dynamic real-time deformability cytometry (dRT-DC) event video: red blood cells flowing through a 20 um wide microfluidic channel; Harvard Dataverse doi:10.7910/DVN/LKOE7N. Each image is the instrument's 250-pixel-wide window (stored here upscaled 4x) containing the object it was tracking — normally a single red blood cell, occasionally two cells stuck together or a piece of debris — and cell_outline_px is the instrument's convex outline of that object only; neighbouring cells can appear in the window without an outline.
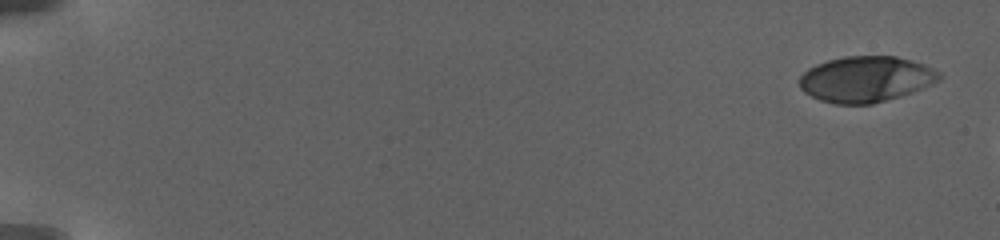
{"species": "human", "species_latin": "Homo sapiens", "temperature_condition": "warm", "stored_images_in_passage": 12, "camera_frame_rate_fps": 3000, "um_per_image_px": 0.085, "donor": {"sex": "female"}, "frame": {"image": 1, "passage_image": 1, "time_ms": 0.0, "image_size_px": [1000, 240], "cell_outline_px": [[940, 80], [932, 84], [912, 92], [900, 96], [872, 104], [836, 104], [820, 100], [804, 92], [800, 88], [800, 76], [808, 68], [816, 64], [828, 60], [844, 56], [896, 56], [924, 64], [940, 72]], "centroid_in_image_um": [73.59, 6.72], "position_along_channel_um": 11.4, "area_um2": 37.28}}
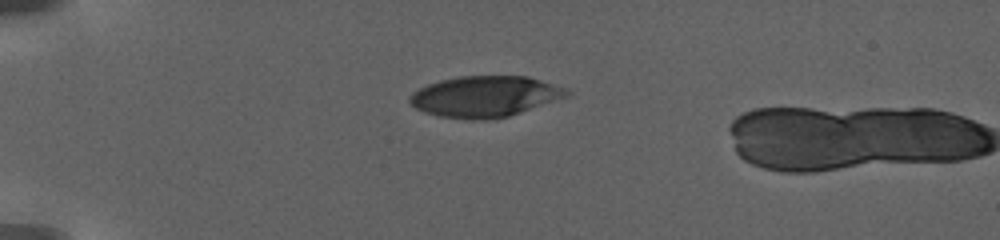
{"frame": {"image": 2, "passage_image": 10, "time_ms": 6.0, "image_size_px": [1000, 240], "cell_outline_px": [[572, 92], [568, 96], [508, 116], [480, 120], [440, 116], [424, 112], [416, 108], [408, 100], [408, 96], [412, 92], [428, 84], [440, 80], [460, 76], [528, 76], [568, 88]], "centroid_in_image_um": [41.23, 8.18], "position_along_channel_um": 43.8, "area_um2": 37.28}}